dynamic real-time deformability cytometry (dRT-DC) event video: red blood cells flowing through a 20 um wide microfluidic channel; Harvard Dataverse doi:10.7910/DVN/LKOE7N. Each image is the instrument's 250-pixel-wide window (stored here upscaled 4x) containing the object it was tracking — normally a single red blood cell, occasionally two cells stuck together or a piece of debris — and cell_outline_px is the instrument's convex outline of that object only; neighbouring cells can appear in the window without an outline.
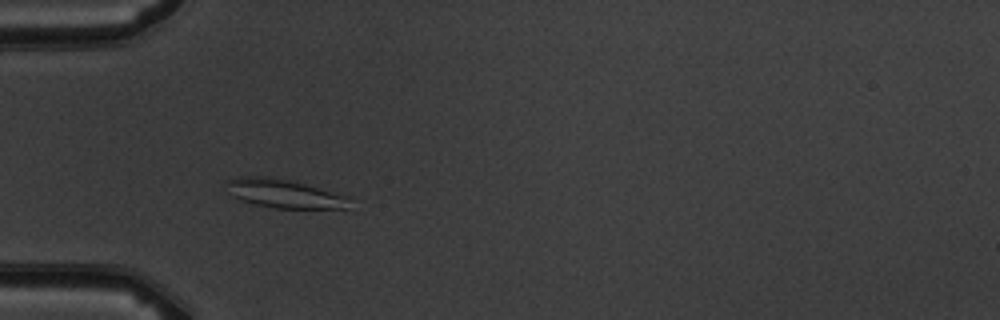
{"species": "common noctule bat (a hibernating species)", "species_latin": "Nyctalus noctula", "temperature_condition": "warm", "stored_images_in_passage": 3, "camera_frame_rate_fps": 3000, "um_per_image_px": 0.085, "animal": {"sex": "male", "body_mass_g": 19.5, "forearm_length_mm": 54.6}, "frame": {"image": 1, "passage_image": 3, "time_ms": 2.333, "image_size_px": [1000, 320], "cell_outline_px": [[348, 208], [276, 208], [256, 204], [240, 200], [232, 196], [224, 180], [240, 176], [268, 176], [288, 180], [304, 184], [348, 196]], "centroid_in_image_um": [24.08, 16.44], "position_along_channel_um": 60.9, "area_um2": 20.29}}